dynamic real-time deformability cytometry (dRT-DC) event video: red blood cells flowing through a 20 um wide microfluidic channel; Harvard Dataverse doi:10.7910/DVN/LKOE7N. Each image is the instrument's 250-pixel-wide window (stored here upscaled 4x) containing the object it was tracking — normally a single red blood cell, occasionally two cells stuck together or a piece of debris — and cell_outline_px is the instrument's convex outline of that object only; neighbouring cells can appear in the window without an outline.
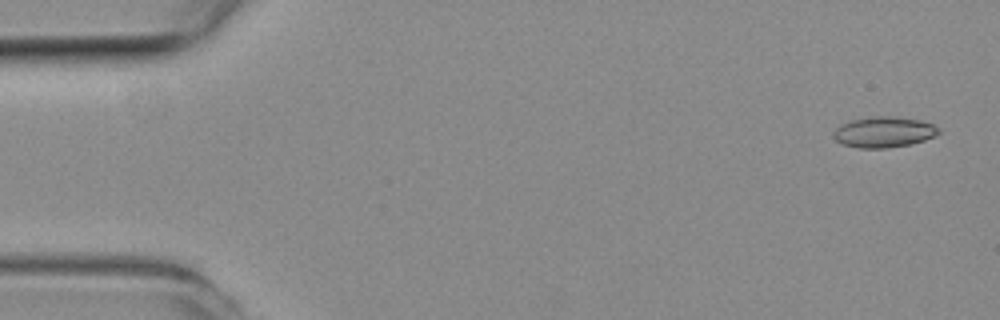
{"species": "common noctule bat (a hibernating species)", "species_latin": "Nyctalus noctula", "temperature_condition": "room temperature", "stored_images_in_passage": 51, "camera_frame_rate_fps": 3000, "um_per_image_px": 0.085, "animal": {"sex": "female", "body_mass_g": 19.3, "forearm_length_mm": 54.1}, "frame": {"image": 1, "passage_image": 2, "time_ms": 0.333, "image_size_px": [1000, 320], "cell_outline_px": [[940, 132], [936, 136], [924, 140], [908, 144], [884, 148], [860, 148], [844, 144], [836, 140], [832, 136], [832, 132], [840, 124], [852, 120], [872, 116], [896, 116], [920, 120], [932, 124], [940, 128]], "centroid_in_image_um": [75.12, 11.21], "position_along_channel_um": 9.9, "area_um2": 18.84}}
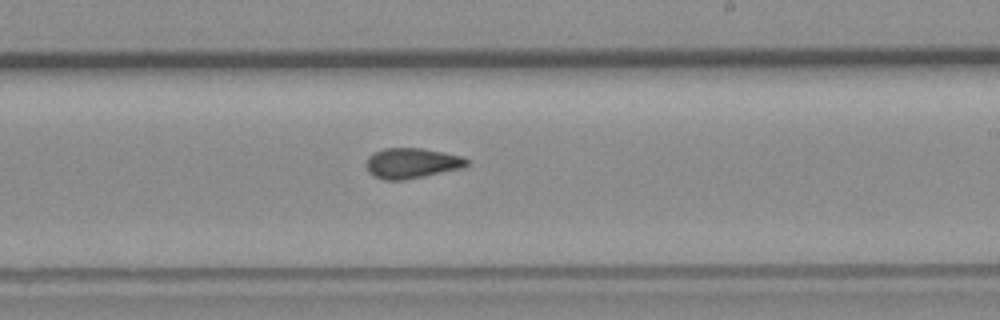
{"frame": {"image": 2, "passage_image": 30, "time_ms": 9.667, "image_size_px": [1000, 320], "cell_outline_px": [[468, 164], [464, 168], [404, 180], [384, 180], [372, 176], [368, 172], [364, 164], [368, 156], [384, 148], [420, 148], [444, 152], [460, 156], [468, 160]], "centroid_in_image_um": [34.96, 13.88], "position_along_channel_um": 254.0, "area_um2": 17.92}}
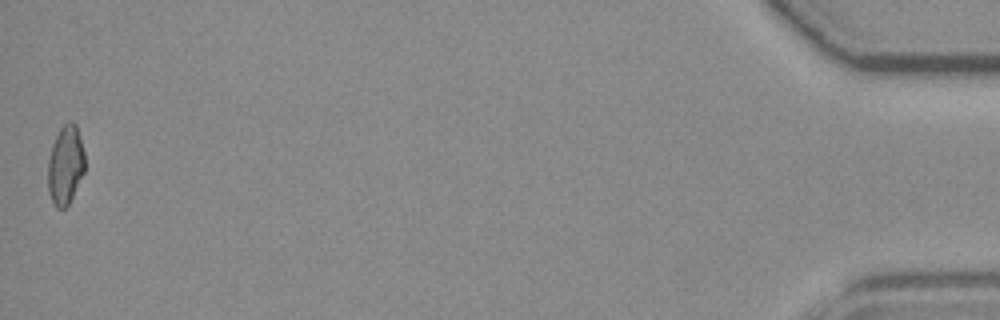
{"frame": {"image": 3, "passage_image": 51, "time_ms": 16.667, "image_size_px": [1000, 320], "cell_outline_px": [[84, 172], [68, 204], [64, 208], [56, 208], [48, 192], [48, 160], [52, 144], [60, 128], [68, 120], [72, 120], [76, 124], [84, 152]], "centroid_in_image_um": [5.55, 13.99], "position_along_channel_um": 429.6, "area_um2": 16.88}, "authors_computed_cell_mechanics": {"area_um2": 17.918, "velocity_mm_per_s": 3.9812, "shape_relaxation_time_tau1_ms": null, "shape_relaxation_time_tau2_ms": 2.4021, "deformation_change_tau1": null, "deformation_change_tau2": 0.0843}}